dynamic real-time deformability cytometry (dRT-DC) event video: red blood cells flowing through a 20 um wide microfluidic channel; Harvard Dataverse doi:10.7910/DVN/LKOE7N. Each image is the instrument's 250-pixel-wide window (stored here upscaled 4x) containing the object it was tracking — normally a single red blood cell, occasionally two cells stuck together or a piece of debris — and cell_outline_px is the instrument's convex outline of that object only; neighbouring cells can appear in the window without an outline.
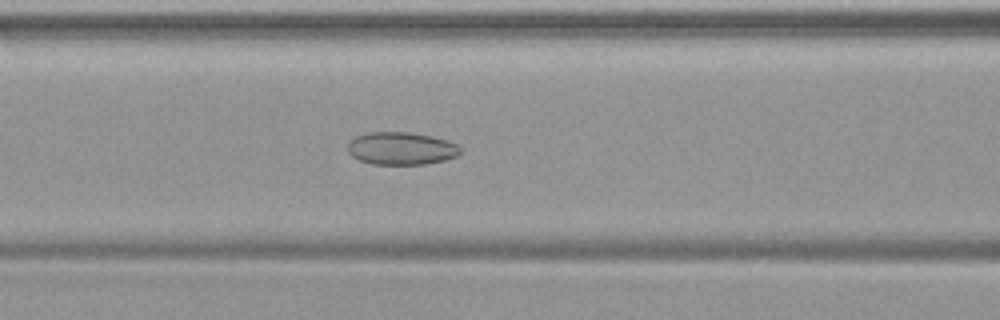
{"species": "common noctule bat (a hibernating species)", "species_latin": "Nyctalus noctula", "temperature_condition": "warm", "stored_images_in_passage": 49, "camera_frame_rate_fps": 3000, "um_per_image_px": 0.085, "animal": {"sex": "female", "body_mass_g": 19.9}, "frame": {"image": 1, "passage_image": 21, "time_ms": 6.667, "image_size_px": [1000, 320], "cell_outline_px": [[460, 152], [456, 156], [444, 160], [424, 164], [372, 164], [360, 160], [352, 156], [348, 152], [348, 144], [356, 136], [368, 132], [408, 132], [432, 136], [448, 140], [456, 144], [460, 148]], "centroid_in_image_um": [34.1, 12.61], "position_along_channel_um": 132.5, "area_um2": 21.33}}
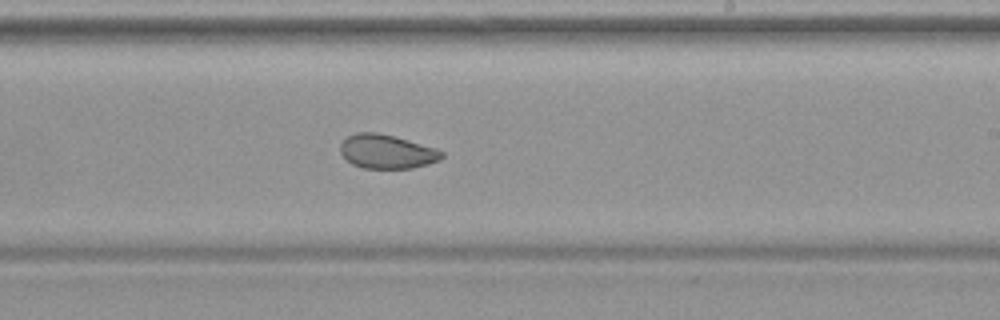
{"frame": {"image": 2, "passage_image": 30, "time_ms": 9.667, "image_size_px": [1000, 320], "cell_outline_px": [[444, 156], [440, 160], [428, 164], [412, 168], [364, 168], [352, 164], [340, 152], [340, 144], [348, 136], [356, 132], [376, 132], [392, 136], [436, 148], [444, 152]], "centroid_in_image_um": [32.88, 12.89], "position_along_channel_um": 256.1, "area_um2": 19.94}}
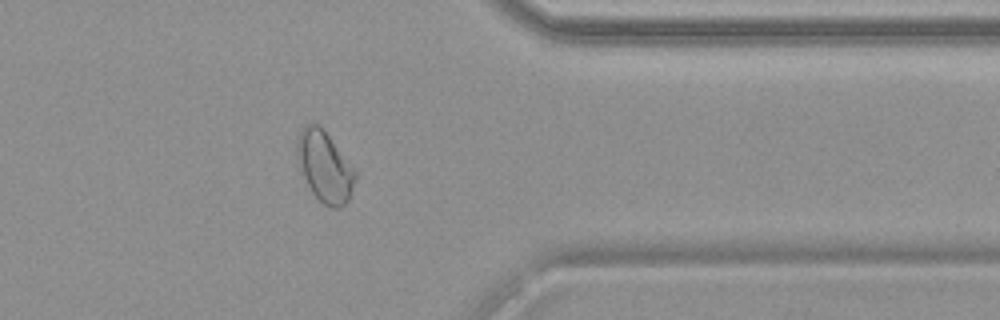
{"frame": {"image": 3, "passage_image": 40, "time_ms": 13.0, "image_size_px": [1000, 320], "cell_outline_px": [[356, 176], [348, 200], [340, 208], [332, 208], [324, 204], [312, 192], [304, 176], [296, 152], [296, 144], [300, 128], [308, 124], [320, 124], [356, 172]], "centroid_in_image_um": [27.58, 14.14], "position_along_channel_um": 383.8, "area_um2": 23.41}}